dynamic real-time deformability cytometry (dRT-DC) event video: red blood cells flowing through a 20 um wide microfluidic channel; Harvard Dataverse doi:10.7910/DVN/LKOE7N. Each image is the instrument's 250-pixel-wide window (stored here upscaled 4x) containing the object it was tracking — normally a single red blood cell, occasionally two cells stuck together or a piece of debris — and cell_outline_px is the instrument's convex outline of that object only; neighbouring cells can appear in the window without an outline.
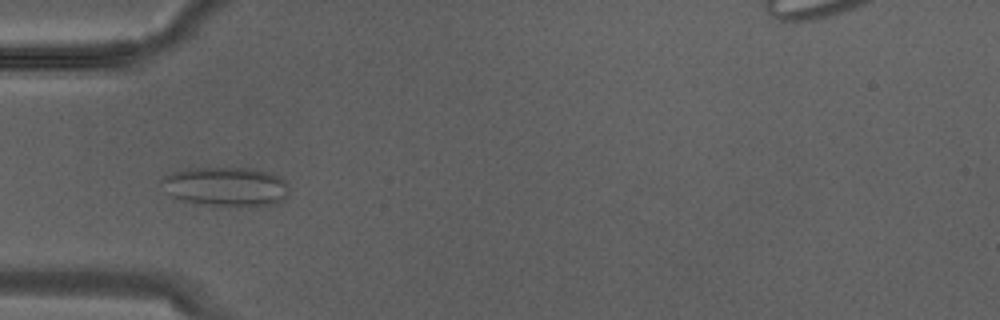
{"species": "Egyptian fruit bat (a non-hibernating species)", "species_latin": "Rousettus aegyptiacus", "temperature_condition": "warm", "stored_images_in_passage": 6, "camera_frame_rate_fps": 3000, "um_per_image_px": 0.085, "animal": {"sex": "male"}, "frame": {"image": 1, "passage_image": 1, "time_ms": 0.0, "image_size_px": [1000, 320], "cell_outline_px": [[288, 196], [284, 200], [276, 204], [256, 208], [236, 208], [204, 204], [184, 200], [172, 196], [164, 192], [156, 184], [164, 176], [172, 172], [184, 168], [256, 168], [280, 176], [284, 180], [288, 188]], "centroid_in_image_um": [19.2, 15.89], "position_along_channel_um": 65.8, "area_um2": 30.4}}